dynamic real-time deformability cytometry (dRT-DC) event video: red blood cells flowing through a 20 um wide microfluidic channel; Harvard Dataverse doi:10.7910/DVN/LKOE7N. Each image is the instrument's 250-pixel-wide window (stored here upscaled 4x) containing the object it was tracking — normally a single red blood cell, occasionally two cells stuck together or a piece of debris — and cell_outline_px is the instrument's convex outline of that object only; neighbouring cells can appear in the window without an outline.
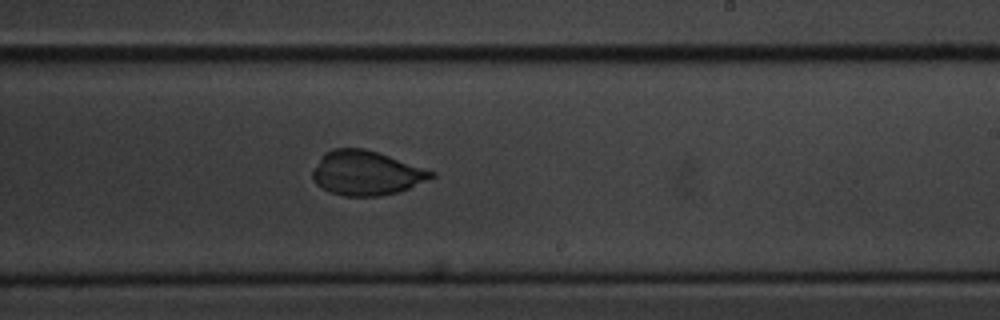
{"species": "common noctule bat (a hibernating species)", "species_latin": "Nyctalus noctula", "temperature_condition": "cold", "stored_images_in_passage": 54, "camera_frame_rate_fps": 3000, "um_per_image_px": 0.085, "animal": {"sex": "male", "body_mass_g": 20.1, "forearm_length_mm": 53.5}, "frame": {"image": 1, "passage_image": 32, "time_ms": 10.333, "image_size_px": [1000, 320], "cell_outline_px": [[436, 176], [408, 188], [396, 192], [380, 196], [344, 196], [320, 188], [312, 180], [312, 172], [324, 152], [332, 148], [364, 148], [436, 172]], "centroid_in_image_um": [31.09, 14.71], "position_along_channel_um": 257.9, "area_um2": 30.46}}
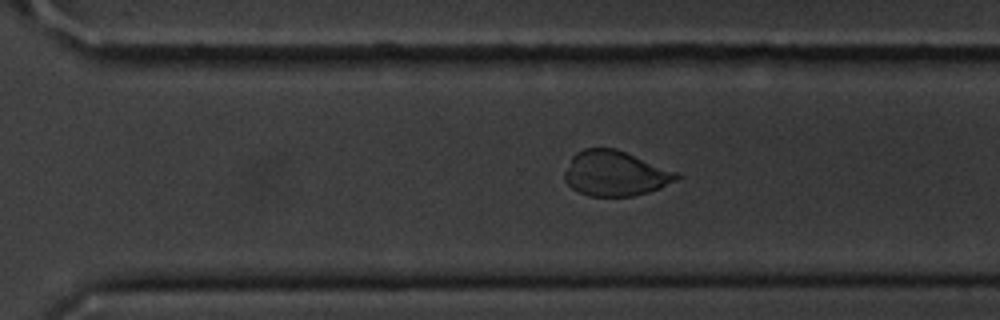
{"frame": {"image": 2, "passage_image": 37, "time_ms": 12.0, "image_size_px": [1000, 320], "cell_outline_px": [[680, 176], [676, 180], [660, 188], [648, 192], [632, 196], [588, 196], [572, 188], [564, 180], [564, 172], [572, 156], [576, 152], [584, 148], [616, 148], [680, 172]], "centroid_in_image_um": [52.3, 14.73], "position_along_channel_um": 318.3, "area_um2": 29.65}}